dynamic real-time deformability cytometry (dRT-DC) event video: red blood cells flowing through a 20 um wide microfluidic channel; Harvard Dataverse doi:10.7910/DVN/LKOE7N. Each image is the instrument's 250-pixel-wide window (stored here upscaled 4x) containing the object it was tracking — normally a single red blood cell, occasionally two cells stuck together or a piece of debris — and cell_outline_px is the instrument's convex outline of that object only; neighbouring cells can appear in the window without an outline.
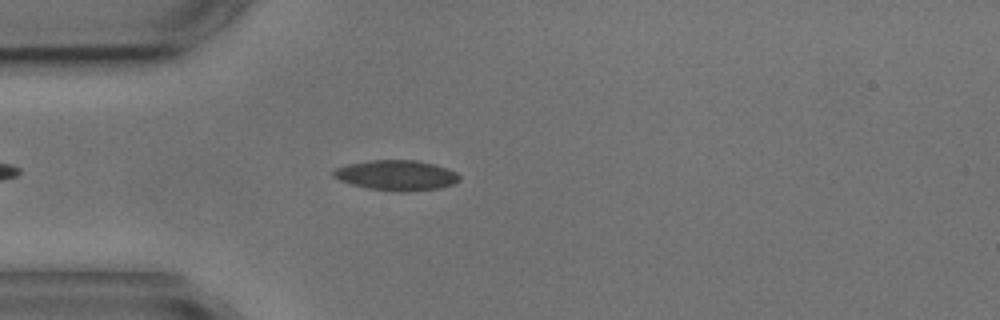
{"species": "common noctule bat (a hibernating species)", "species_latin": "Nyctalus noctula", "temperature_condition": "cold", "stored_images_in_passage": 2, "camera_frame_rate_fps": 3000, "um_per_image_px": 0.085, "animal": {"sex": "male", "body_mass_g": 17.9, "forearm_length_mm": 54.2}, "frame": {"image": 1, "passage_image": 2, "time_ms": 1.333, "image_size_px": [1000, 320], "cell_outline_px": [[460, 180], [452, 184], [440, 188], [408, 192], [396, 192], [368, 188], [352, 184], [340, 180], [332, 176], [332, 172], [336, 168], [348, 164], [372, 160], [416, 160], [432, 164], [456, 172], [460, 176]], "centroid_in_image_um": [33.69, 14.91], "position_along_channel_um": 51.3, "area_um2": 22.08}}